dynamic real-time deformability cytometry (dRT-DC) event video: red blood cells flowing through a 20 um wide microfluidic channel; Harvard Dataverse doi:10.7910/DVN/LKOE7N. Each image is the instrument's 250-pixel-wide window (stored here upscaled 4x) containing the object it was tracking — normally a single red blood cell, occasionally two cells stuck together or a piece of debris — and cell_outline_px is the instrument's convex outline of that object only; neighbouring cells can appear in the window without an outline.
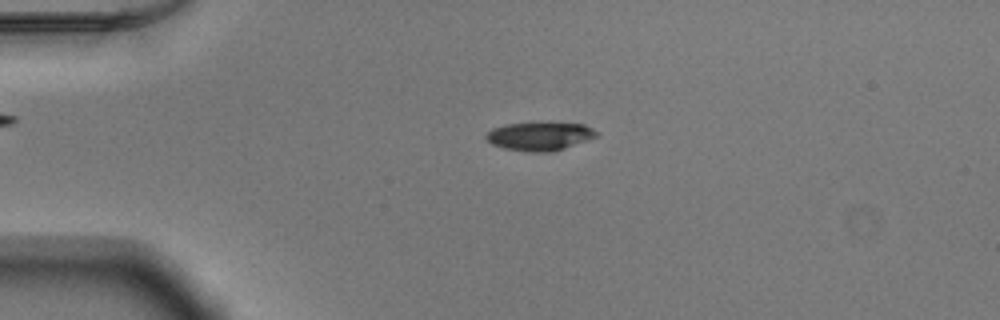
{"species": "Egyptian fruit bat (a non-hibernating species)", "species_latin": "Rousettus aegyptiacus", "temperature_condition": "warm", "stored_images_in_passage": 52, "camera_frame_rate_fps": 3000, "um_per_image_px": 0.085, "animal": {"sex": "male"}, "frame": {"image": 1, "passage_image": 12, "time_ms": 3.667, "image_size_px": [1000, 320], "cell_outline_px": [[600, 136], [552, 152], [536, 152], [504, 148], [492, 144], [484, 136], [492, 128], [504, 124], [540, 120], [548, 120], [584, 124], [592, 128]], "centroid_in_image_um": [45.9, 11.52], "position_along_channel_um": 39.1, "area_um2": 19.07}}
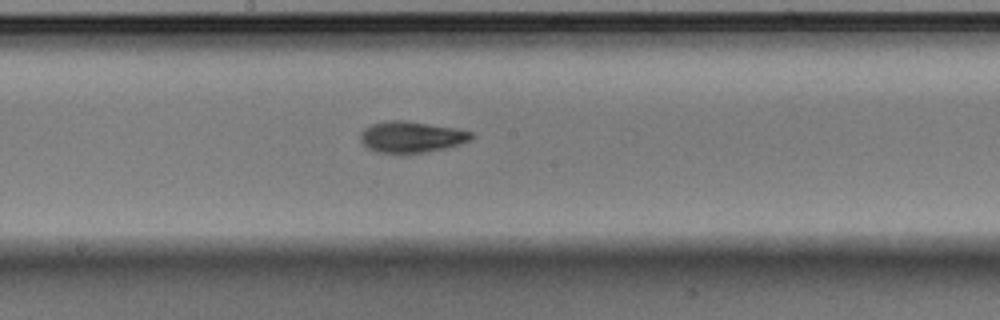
{"frame": {"image": 2, "passage_image": 28, "time_ms": 9.0, "image_size_px": [1000, 320], "cell_outline_px": [[476, 136], [460, 144], [444, 148], [424, 152], [376, 152], [368, 148], [360, 140], [360, 132], [364, 128], [372, 124], [392, 120], [404, 120], [456, 128], [472, 132]], "centroid_in_image_um": [34.97, 11.62], "position_along_channel_um": 213.2, "area_um2": 19.88}}
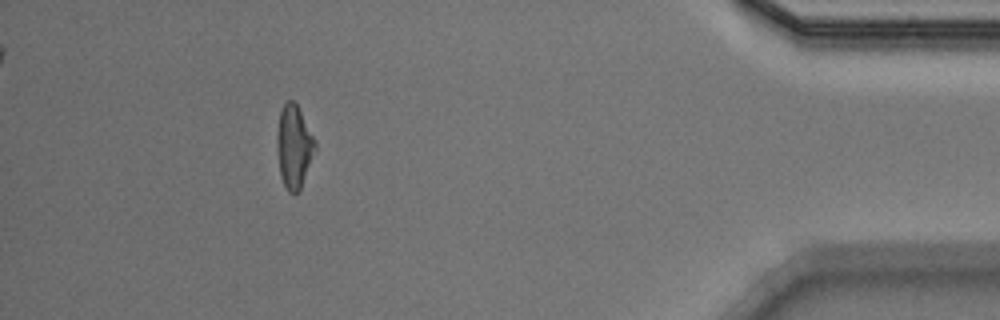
{"frame": {"image": 3, "passage_image": 47, "time_ms": 15.333, "image_size_px": [1000, 320], "cell_outline_px": [[316, 148], [300, 188], [296, 192], [288, 192], [280, 176], [276, 152], [276, 132], [280, 112], [284, 104], [288, 100], [292, 100], [296, 104], [316, 144]], "centroid_in_image_um": [24.94, 12.46], "position_along_channel_um": 410.3, "area_um2": 18.03}, "authors_computed_cell_mechanics": {"area_um2": 18.785, "velocity_mm_per_s": 3.9215, "shape_relaxation_time_tau1_ms": 5.0215, "shape_relaxation_time_tau2_ms": 2.2298, "deformation_change_tau1": 0.1808, "deformation_change_tau2": 0.1054}}